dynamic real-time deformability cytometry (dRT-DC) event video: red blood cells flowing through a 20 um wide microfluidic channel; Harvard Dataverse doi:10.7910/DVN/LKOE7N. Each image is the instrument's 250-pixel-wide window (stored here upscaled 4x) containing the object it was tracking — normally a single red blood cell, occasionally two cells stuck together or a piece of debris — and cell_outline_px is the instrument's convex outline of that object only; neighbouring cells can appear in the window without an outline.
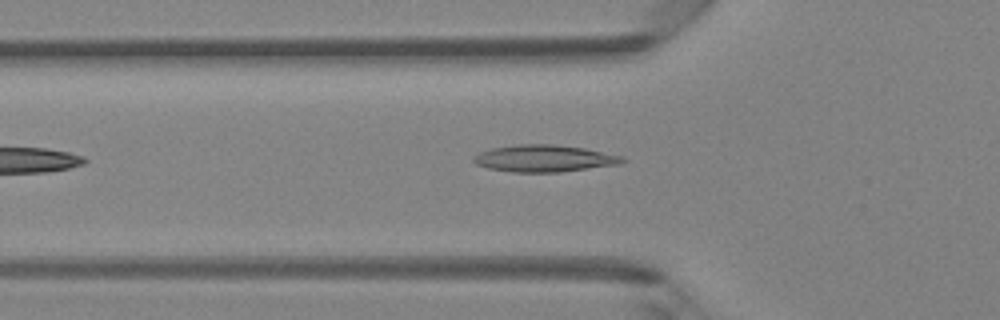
{"species": "Egyptian fruit bat (a non-hibernating species)", "species_latin": "Rousettus aegyptiacus", "temperature_condition": "room temperature", "stored_images_in_passage": 36, "camera_frame_rate_fps": 3000, "um_per_image_px": 0.085, "animal": {"sex": "female"}, "frame": {"image": 1, "passage_image": 7, "time_ms": 2.0, "image_size_px": [1000, 320], "cell_outline_px": [[628, 160], [620, 164], [560, 172], [512, 172], [488, 168], [476, 164], [472, 160], [472, 156], [480, 152], [492, 148], [516, 144], [552, 144], [584, 148], [624, 156]], "centroid_in_image_um": [46.27, 13.46], "position_along_channel_um": 79.5, "area_um2": 23.47}}
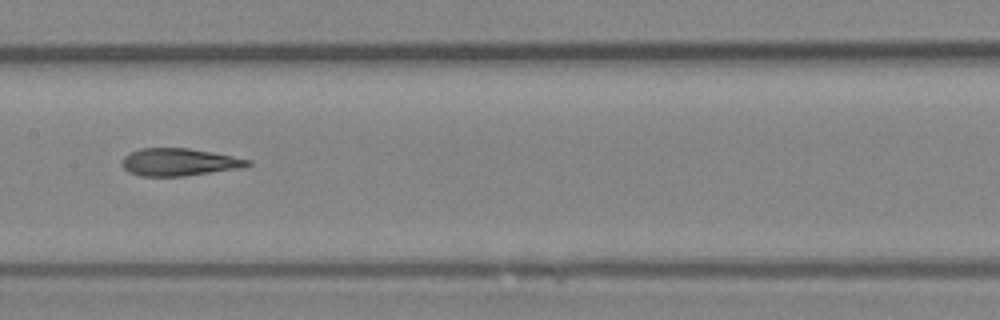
{"frame": {"image": 2, "passage_image": 15, "time_ms": 4.667, "image_size_px": [1000, 320], "cell_outline_px": [[252, 164], [244, 168], [184, 176], [140, 176], [128, 172], [120, 164], [124, 156], [140, 148], [188, 148], [212, 152], [252, 160]], "centroid_in_image_um": [15.24, 13.78], "position_along_channel_um": 192.2, "area_um2": 20.29}}
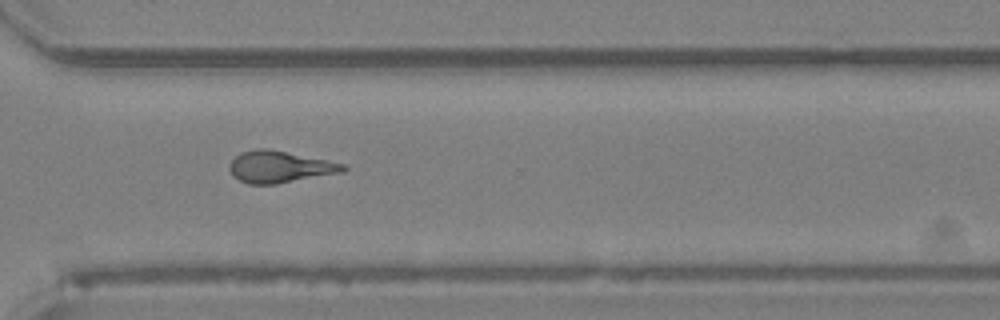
{"frame": {"image": 3, "passage_image": 26, "time_ms": 8.333, "image_size_px": [1000, 320], "cell_outline_px": [[348, 168], [344, 172], [276, 184], [248, 184], [232, 176], [228, 168], [228, 164], [240, 152], [256, 148], [268, 148], [328, 160], [344, 164]], "centroid_in_image_um": [23.75, 14.18], "position_along_channel_um": 346.8, "area_um2": 21.21}, "authors_computed_cell_mechanics": {"area_um2": 20.7213, "velocity_mm_per_s": 4.2234, "shape_relaxation_time_tau1_ms": null, "shape_relaxation_time_tau2_ms": 1.4609, "deformation_change_tau1": null, "deformation_change_tau2": 0.1047}}